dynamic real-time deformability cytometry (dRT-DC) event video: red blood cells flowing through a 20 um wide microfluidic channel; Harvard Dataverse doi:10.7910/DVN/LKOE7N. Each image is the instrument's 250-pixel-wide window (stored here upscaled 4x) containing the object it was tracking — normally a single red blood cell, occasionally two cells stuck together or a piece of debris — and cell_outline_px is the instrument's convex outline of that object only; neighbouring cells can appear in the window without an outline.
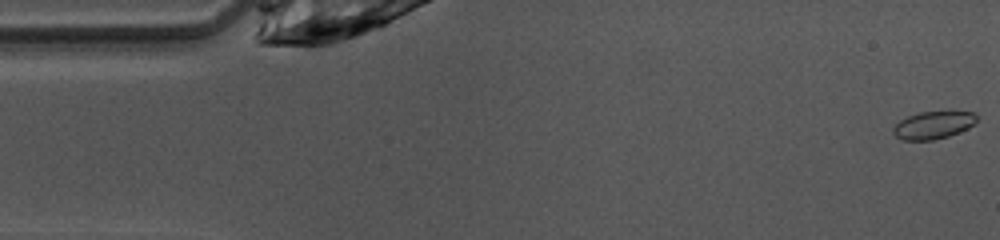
{"species": "common noctule bat (a hibernating species)", "species_latin": "Nyctalus noctula", "temperature_condition": "warm", "stored_images_in_passage": 48, "camera_frame_rate_fps": 3000, "um_per_image_px": 0.085, "animal": {"sex": "female", "body_mass_g": 10.0, "forearm_length_mm": 53.1}, "frame": {"image": 1, "passage_image": 1, "time_ms": 0.0, "image_size_px": [1000, 240], "cell_outline_px": [[976, 120], [968, 128], [960, 132], [948, 136], [932, 140], [900, 140], [892, 132], [892, 128], [900, 120], [908, 116], [920, 112], [952, 108], [972, 112], [976, 116]], "centroid_in_image_um": [79.35, 10.58], "position_along_channel_um": 5.7, "area_um2": 13.99}}
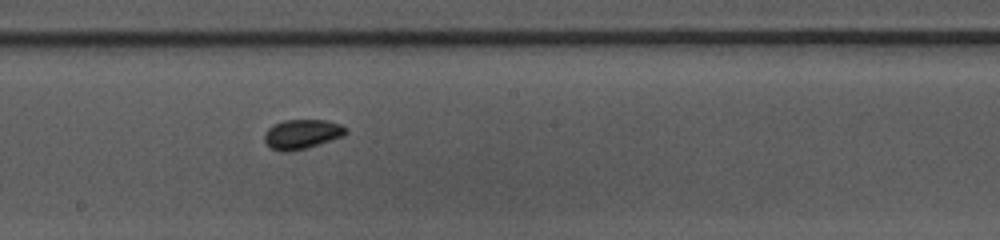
{"frame": {"image": 2, "passage_image": 25, "time_ms": 8.0, "image_size_px": [1000, 240], "cell_outline_px": [[348, 132], [344, 136], [292, 152], [280, 152], [268, 148], [264, 144], [264, 132], [272, 124], [284, 120], [324, 120], [340, 124], [348, 128]], "centroid_in_image_um": [25.61, 11.41], "position_along_channel_um": 222.6, "area_um2": 14.33}}
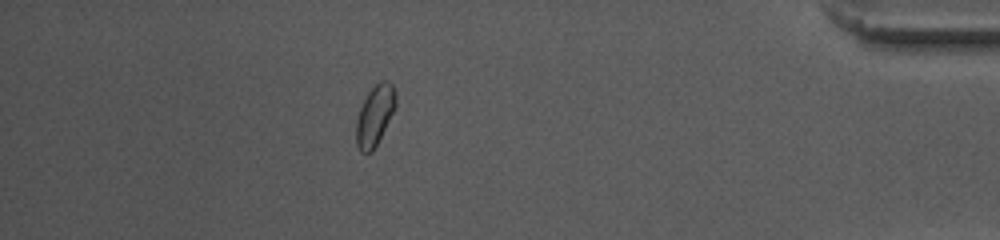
{"frame": {"image": 3, "passage_image": 42, "time_ms": 13.667, "image_size_px": [1000, 240], "cell_outline_px": [[396, 108], [372, 152], [360, 152], [356, 144], [356, 120], [360, 108], [368, 92], [380, 80], [388, 80], [392, 84], [396, 92]], "centroid_in_image_um": [31.87, 9.79], "position_along_channel_um": 403.3, "area_um2": 13.93}, "authors_computed_cell_mechanics": {"area_um2": 13.4385, "velocity_mm_per_s": 4.0845, "shape_relaxation_time_tau1_ms": 10.438, "shape_relaxation_time_tau2_ms": null, "deformation_change_tau1": 0.1579, "deformation_change_tau2": null}}